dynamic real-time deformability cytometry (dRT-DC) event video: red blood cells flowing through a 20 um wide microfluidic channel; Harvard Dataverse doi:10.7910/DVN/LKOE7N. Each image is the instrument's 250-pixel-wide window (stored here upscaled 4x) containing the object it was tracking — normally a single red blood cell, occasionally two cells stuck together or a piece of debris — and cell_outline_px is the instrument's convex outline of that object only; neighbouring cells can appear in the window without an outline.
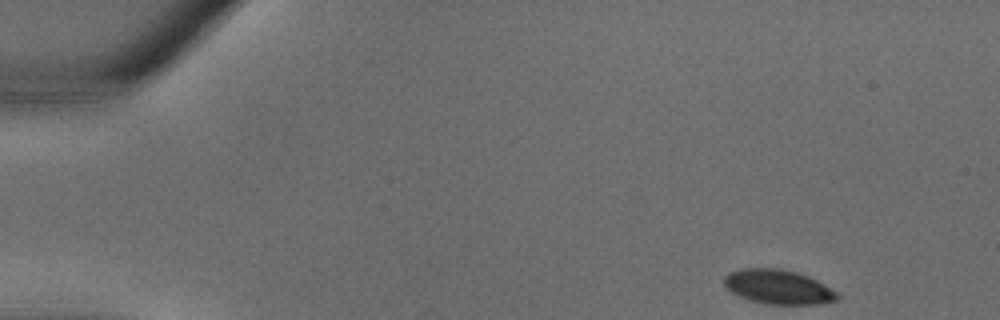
{"species": "common noctule bat (a hibernating species)", "species_latin": "Nyctalus noctula", "temperature_condition": "warm", "stored_images_in_passage": 32, "camera_frame_rate_fps": 3000, "um_per_image_px": 0.085, "animal": {"sex": "male", "body_mass_g": 18.8}, "frame": {"image": 1, "passage_image": 1, "time_ms": 0.0, "image_size_px": [1000, 320], "cell_outline_px": [[840, 300], [820, 304], [768, 304], [748, 300], [732, 292], [724, 284], [724, 276], [728, 272], [740, 268], [780, 268], [796, 272], [808, 276], [840, 292]], "centroid_in_image_um": [66.19, 24.38], "position_along_channel_um": 18.8, "area_um2": 22.95}}
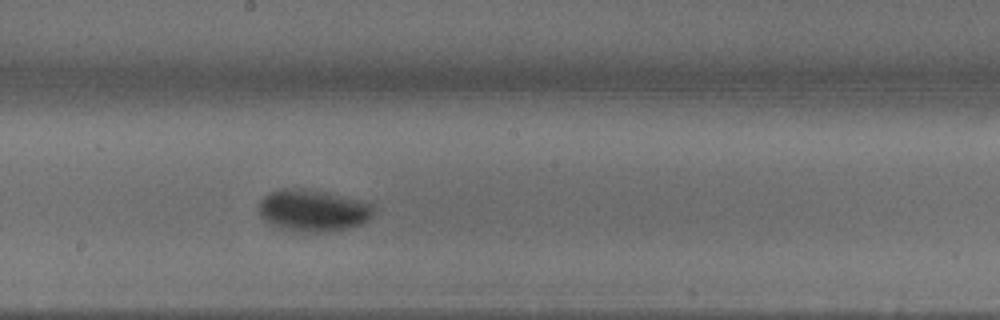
{"frame": {"image": 2, "passage_image": 17, "time_ms": 5.333, "image_size_px": [1000, 320], "cell_outline_px": [[376, 212], [368, 220], [360, 224], [348, 228], [324, 232], [304, 232], [280, 228], [268, 224], [260, 216], [256, 208], [260, 200], [268, 192], [284, 188], [300, 188], [324, 192], [360, 200], [372, 204]], "centroid_in_image_um": [26.56, 17.89], "position_along_channel_um": 221.6, "area_um2": 28.26}}
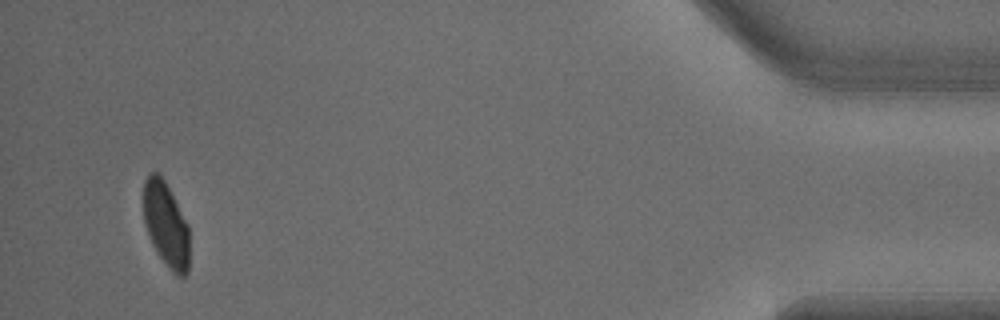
{"frame": {"image": 3, "passage_image": 31, "time_ms": 10.0, "image_size_px": [1000, 320], "cell_outline_px": [[188, 272], [184, 276], [176, 276], [172, 272], [156, 252], [152, 244], [144, 224], [144, 180], [152, 172], [156, 172], [164, 180], [188, 224]], "centroid_in_image_um": [14.1, 19.11], "position_along_channel_um": 421.1, "area_um2": 22.43}}